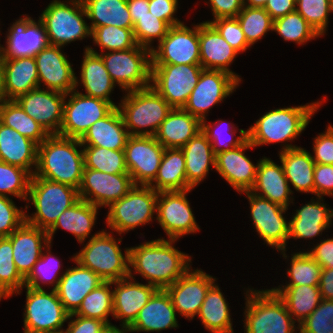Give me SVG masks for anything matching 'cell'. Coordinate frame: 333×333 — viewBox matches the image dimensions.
<instances>
[{"mask_svg":"<svg viewBox=\"0 0 333 333\" xmlns=\"http://www.w3.org/2000/svg\"><path fill=\"white\" fill-rule=\"evenodd\" d=\"M175 239L163 238L129 248V266L157 289H166L190 268V257L174 248Z\"/></svg>","mask_w":333,"mask_h":333,"instance_id":"cell-1","label":"cell"},{"mask_svg":"<svg viewBox=\"0 0 333 333\" xmlns=\"http://www.w3.org/2000/svg\"><path fill=\"white\" fill-rule=\"evenodd\" d=\"M78 138L49 135L38 145L37 167L31 177L45 178L79 189L84 170L83 150Z\"/></svg>","mask_w":333,"mask_h":333,"instance_id":"cell-2","label":"cell"},{"mask_svg":"<svg viewBox=\"0 0 333 333\" xmlns=\"http://www.w3.org/2000/svg\"><path fill=\"white\" fill-rule=\"evenodd\" d=\"M321 104L322 101H317L298 107L270 110L247 130V138L254 147L274 142H290L306 128Z\"/></svg>","mask_w":333,"mask_h":333,"instance_id":"cell-3","label":"cell"},{"mask_svg":"<svg viewBox=\"0 0 333 333\" xmlns=\"http://www.w3.org/2000/svg\"><path fill=\"white\" fill-rule=\"evenodd\" d=\"M126 93L118 109L127 131L130 135L154 136L172 107L152 86ZM148 127L151 130L143 129Z\"/></svg>","mask_w":333,"mask_h":333,"instance_id":"cell-4","label":"cell"},{"mask_svg":"<svg viewBox=\"0 0 333 333\" xmlns=\"http://www.w3.org/2000/svg\"><path fill=\"white\" fill-rule=\"evenodd\" d=\"M78 190L66 184L45 178L31 177L28 198L36 212L25 215V221L37 228L48 231L57 218L79 200Z\"/></svg>","mask_w":333,"mask_h":333,"instance_id":"cell-5","label":"cell"},{"mask_svg":"<svg viewBox=\"0 0 333 333\" xmlns=\"http://www.w3.org/2000/svg\"><path fill=\"white\" fill-rule=\"evenodd\" d=\"M249 295H248V294ZM246 333H295V320L271 289L246 291Z\"/></svg>","mask_w":333,"mask_h":333,"instance_id":"cell-6","label":"cell"},{"mask_svg":"<svg viewBox=\"0 0 333 333\" xmlns=\"http://www.w3.org/2000/svg\"><path fill=\"white\" fill-rule=\"evenodd\" d=\"M114 237L100 231L91 237L74 259L83 267L89 268L104 281H117L129 277V248H125L123 255L121 248Z\"/></svg>","mask_w":333,"mask_h":333,"instance_id":"cell-7","label":"cell"},{"mask_svg":"<svg viewBox=\"0 0 333 333\" xmlns=\"http://www.w3.org/2000/svg\"><path fill=\"white\" fill-rule=\"evenodd\" d=\"M67 3L70 6L53 0L39 17L49 45L64 47L67 43L91 36V28L84 19L87 15L82 1L70 0Z\"/></svg>","mask_w":333,"mask_h":333,"instance_id":"cell-8","label":"cell"},{"mask_svg":"<svg viewBox=\"0 0 333 333\" xmlns=\"http://www.w3.org/2000/svg\"><path fill=\"white\" fill-rule=\"evenodd\" d=\"M114 83L125 91H133L151 84V50L135 45L120 51L99 54Z\"/></svg>","mask_w":333,"mask_h":333,"instance_id":"cell-9","label":"cell"},{"mask_svg":"<svg viewBox=\"0 0 333 333\" xmlns=\"http://www.w3.org/2000/svg\"><path fill=\"white\" fill-rule=\"evenodd\" d=\"M159 192L149 185H134L126 196L109 206L107 226L119 234L152 221Z\"/></svg>","mask_w":333,"mask_h":333,"instance_id":"cell-10","label":"cell"},{"mask_svg":"<svg viewBox=\"0 0 333 333\" xmlns=\"http://www.w3.org/2000/svg\"><path fill=\"white\" fill-rule=\"evenodd\" d=\"M204 69L200 64H152V86L172 108H183Z\"/></svg>","mask_w":333,"mask_h":333,"instance_id":"cell-11","label":"cell"},{"mask_svg":"<svg viewBox=\"0 0 333 333\" xmlns=\"http://www.w3.org/2000/svg\"><path fill=\"white\" fill-rule=\"evenodd\" d=\"M24 312V333H50L63 329L69 313L64 309L55 290L47 293L44 289L26 286Z\"/></svg>","mask_w":333,"mask_h":333,"instance_id":"cell-12","label":"cell"},{"mask_svg":"<svg viewBox=\"0 0 333 333\" xmlns=\"http://www.w3.org/2000/svg\"><path fill=\"white\" fill-rule=\"evenodd\" d=\"M71 94V95H70ZM64 101L63 120L58 135L80 139L96 121L104 118L114 106L103 99L73 90Z\"/></svg>","mask_w":333,"mask_h":333,"instance_id":"cell-13","label":"cell"},{"mask_svg":"<svg viewBox=\"0 0 333 333\" xmlns=\"http://www.w3.org/2000/svg\"><path fill=\"white\" fill-rule=\"evenodd\" d=\"M246 193L251 208V217L256 231L267 245L282 251L286 258V243L289 239V222L283 217L287 208L276 204L267 198L252 193Z\"/></svg>","mask_w":333,"mask_h":333,"instance_id":"cell-14","label":"cell"},{"mask_svg":"<svg viewBox=\"0 0 333 333\" xmlns=\"http://www.w3.org/2000/svg\"><path fill=\"white\" fill-rule=\"evenodd\" d=\"M152 64H200L199 25L171 26L166 36L151 50Z\"/></svg>","mask_w":333,"mask_h":333,"instance_id":"cell-15","label":"cell"},{"mask_svg":"<svg viewBox=\"0 0 333 333\" xmlns=\"http://www.w3.org/2000/svg\"><path fill=\"white\" fill-rule=\"evenodd\" d=\"M238 85L239 81L232 74L204 69L183 109L202 122L209 109L232 94Z\"/></svg>","mask_w":333,"mask_h":333,"instance_id":"cell-16","label":"cell"},{"mask_svg":"<svg viewBox=\"0 0 333 333\" xmlns=\"http://www.w3.org/2000/svg\"><path fill=\"white\" fill-rule=\"evenodd\" d=\"M164 151L154 136L130 135L124 155L134 185H149L155 179Z\"/></svg>","mask_w":333,"mask_h":333,"instance_id":"cell-17","label":"cell"},{"mask_svg":"<svg viewBox=\"0 0 333 333\" xmlns=\"http://www.w3.org/2000/svg\"><path fill=\"white\" fill-rule=\"evenodd\" d=\"M191 190L161 191L158 194L156 219L169 239L177 240L199 230L186 198L187 192Z\"/></svg>","mask_w":333,"mask_h":333,"instance_id":"cell-18","label":"cell"},{"mask_svg":"<svg viewBox=\"0 0 333 333\" xmlns=\"http://www.w3.org/2000/svg\"><path fill=\"white\" fill-rule=\"evenodd\" d=\"M133 186L129 174H108L94 169H84L78 193L80 199L98 208L109 207L126 196Z\"/></svg>","mask_w":333,"mask_h":333,"instance_id":"cell-19","label":"cell"},{"mask_svg":"<svg viewBox=\"0 0 333 333\" xmlns=\"http://www.w3.org/2000/svg\"><path fill=\"white\" fill-rule=\"evenodd\" d=\"M65 93L40 87L19 96L15 101L26 114L49 134H58L63 120Z\"/></svg>","mask_w":333,"mask_h":333,"instance_id":"cell-20","label":"cell"},{"mask_svg":"<svg viewBox=\"0 0 333 333\" xmlns=\"http://www.w3.org/2000/svg\"><path fill=\"white\" fill-rule=\"evenodd\" d=\"M216 278L202 270L189 269L177 281L166 288L176 312L188 319L198 315L205 295Z\"/></svg>","mask_w":333,"mask_h":333,"instance_id":"cell-21","label":"cell"},{"mask_svg":"<svg viewBox=\"0 0 333 333\" xmlns=\"http://www.w3.org/2000/svg\"><path fill=\"white\" fill-rule=\"evenodd\" d=\"M34 57L37 64L39 87H41L42 81L47 86L46 89L65 94L77 88V84H79L77 77L65 54L61 52L60 46L48 44Z\"/></svg>","mask_w":333,"mask_h":333,"instance_id":"cell-22","label":"cell"},{"mask_svg":"<svg viewBox=\"0 0 333 333\" xmlns=\"http://www.w3.org/2000/svg\"><path fill=\"white\" fill-rule=\"evenodd\" d=\"M130 268L129 277L113 281V316L122 320L120 326L129 328L136 320L139 311L148 303L157 288L150 284L134 281ZM131 279V280H130Z\"/></svg>","mask_w":333,"mask_h":333,"instance_id":"cell-23","label":"cell"},{"mask_svg":"<svg viewBox=\"0 0 333 333\" xmlns=\"http://www.w3.org/2000/svg\"><path fill=\"white\" fill-rule=\"evenodd\" d=\"M6 47L1 48V58L34 56L48 45L46 30L40 20L24 16L8 30Z\"/></svg>","mask_w":333,"mask_h":333,"instance_id":"cell-24","label":"cell"},{"mask_svg":"<svg viewBox=\"0 0 333 333\" xmlns=\"http://www.w3.org/2000/svg\"><path fill=\"white\" fill-rule=\"evenodd\" d=\"M254 146L247 139L239 147L216 154L215 169L239 193L254 185L258 163L254 165L244 151Z\"/></svg>","mask_w":333,"mask_h":333,"instance_id":"cell-25","label":"cell"},{"mask_svg":"<svg viewBox=\"0 0 333 333\" xmlns=\"http://www.w3.org/2000/svg\"><path fill=\"white\" fill-rule=\"evenodd\" d=\"M7 238L12 243L14 264L18 272L26 278L40 259L43 248L50 243L48 233L24 221Z\"/></svg>","mask_w":333,"mask_h":333,"instance_id":"cell-26","label":"cell"},{"mask_svg":"<svg viewBox=\"0 0 333 333\" xmlns=\"http://www.w3.org/2000/svg\"><path fill=\"white\" fill-rule=\"evenodd\" d=\"M1 83L5 100H16L19 96L38 88L35 57L1 58Z\"/></svg>","mask_w":333,"mask_h":333,"instance_id":"cell-27","label":"cell"},{"mask_svg":"<svg viewBox=\"0 0 333 333\" xmlns=\"http://www.w3.org/2000/svg\"><path fill=\"white\" fill-rule=\"evenodd\" d=\"M73 260L77 266L66 269L55 289L64 309L69 314L75 313L84 297L104 282L99 275L77 262L74 256Z\"/></svg>","mask_w":333,"mask_h":333,"instance_id":"cell-28","label":"cell"},{"mask_svg":"<svg viewBox=\"0 0 333 333\" xmlns=\"http://www.w3.org/2000/svg\"><path fill=\"white\" fill-rule=\"evenodd\" d=\"M200 65L206 70H221L232 74L239 82V75L229 65L239 54L210 23L199 24Z\"/></svg>","mask_w":333,"mask_h":333,"instance_id":"cell-29","label":"cell"},{"mask_svg":"<svg viewBox=\"0 0 333 333\" xmlns=\"http://www.w3.org/2000/svg\"><path fill=\"white\" fill-rule=\"evenodd\" d=\"M177 323L176 309L170 295L166 289H157L127 330L130 332H160L168 328H177Z\"/></svg>","mask_w":333,"mask_h":333,"instance_id":"cell-30","label":"cell"},{"mask_svg":"<svg viewBox=\"0 0 333 333\" xmlns=\"http://www.w3.org/2000/svg\"><path fill=\"white\" fill-rule=\"evenodd\" d=\"M130 137L118 107L99 119L79 139L82 146H99L111 150H124Z\"/></svg>","mask_w":333,"mask_h":333,"instance_id":"cell-31","label":"cell"},{"mask_svg":"<svg viewBox=\"0 0 333 333\" xmlns=\"http://www.w3.org/2000/svg\"><path fill=\"white\" fill-rule=\"evenodd\" d=\"M250 191L282 207H289V196L292 193L289 182L282 164L279 166L271 159L264 157L258 161L255 182Z\"/></svg>","mask_w":333,"mask_h":333,"instance_id":"cell-32","label":"cell"},{"mask_svg":"<svg viewBox=\"0 0 333 333\" xmlns=\"http://www.w3.org/2000/svg\"><path fill=\"white\" fill-rule=\"evenodd\" d=\"M202 130V122L183 108H172L154 138L164 148H182Z\"/></svg>","mask_w":333,"mask_h":333,"instance_id":"cell-33","label":"cell"},{"mask_svg":"<svg viewBox=\"0 0 333 333\" xmlns=\"http://www.w3.org/2000/svg\"><path fill=\"white\" fill-rule=\"evenodd\" d=\"M37 155L36 142L0 122V161L24 168L34 175ZM33 165L34 171L31 169Z\"/></svg>","mask_w":333,"mask_h":333,"instance_id":"cell-34","label":"cell"},{"mask_svg":"<svg viewBox=\"0 0 333 333\" xmlns=\"http://www.w3.org/2000/svg\"><path fill=\"white\" fill-rule=\"evenodd\" d=\"M280 161L285 177L295 190L314 194L315 161L304 148L286 144L280 150Z\"/></svg>","mask_w":333,"mask_h":333,"instance_id":"cell-35","label":"cell"},{"mask_svg":"<svg viewBox=\"0 0 333 333\" xmlns=\"http://www.w3.org/2000/svg\"><path fill=\"white\" fill-rule=\"evenodd\" d=\"M317 199L296 210L289 221V239H312L332 225L333 209H327L326 204L321 203L323 197Z\"/></svg>","mask_w":333,"mask_h":333,"instance_id":"cell-36","label":"cell"},{"mask_svg":"<svg viewBox=\"0 0 333 333\" xmlns=\"http://www.w3.org/2000/svg\"><path fill=\"white\" fill-rule=\"evenodd\" d=\"M185 157L187 189H194L209 173V166L215 168L212 145L206 134L201 130L182 148Z\"/></svg>","mask_w":333,"mask_h":333,"instance_id":"cell-37","label":"cell"},{"mask_svg":"<svg viewBox=\"0 0 333 333\" xmlns=\"http://www.w3.org/2000/svg\"><path fill=\"white\" fill-rule=\"evenodd\" d=\"M80 73L81 83L86 90L85 95L103 99L114 107H118L109 97L116 85L106 70L99 53L89 46L85 48Z\"/></svg>","mask_w":333,"mask_h":333,"instance_id":"cell-38","label":"cell"},{"mask_svg":"<svg viewBox=\"0 0 333 333\" xmlns=\"http://www.w3.org/2000/svg\"><path fill=\"white\" fill-rule=\"evenodd\" d=\"M97 209H99L97 206L79 199L74 205L62 212L54 225L47 231L50 243L56 230L62 228L72 233L82 244L95 225Z\"/></svg>","mask_w":333,"mask_h":333,"instance_id":"cell-39","label":"cell"},{"mask_svg":"<svg viewBox=\"0 0 333 333\" xmlns=\"http://www.w3.org/2000/svg\"><path fill=\"white\" fill-rule=\"evenodd\" d=\"M88 19L92 21L90 28L99 26H116L133 30V22L127 0H81Z\"/></svg>","mask_w":333,"mask_h":333,"instance_id":"cell-40","label":"cell"},{"mask_svg":"<svg viewBox=\"0 0 333 333\" xmlns=\"http://www.w3.org/2000/svg\"><path fill=\"white\" fill-rule=\"evenodd\" d=\"M149 186L157 192L187 190L185 157L181 148H165L157 175Z\"/></svg>","mask_w":333,"mask_h":333,"instance_id":"cell-41","label":"cell"},{"mask_svg":"<svg viewBox=\"0 0 333 333\" xmlns=\"http://www.w3.org/2000/svg\"><path fill=\"white\" fill-rule=\"evenodd\" d=\"M285 303L291 317L298 326L319 306L322 301L319 286H278L271 289Z\"/></svg>","mask_w":333,"mask_h":333,"instance_id":"cell-42","label":"cell"},{"mask_svg":"<svg viewBox=\"0 0 333 333\" xmlns=\"http://www.w3.org/2000/svg\"><path fill=\"white\" fill-rule=\"evenodd\" d=\"M198 316L211 333H234L228 303L215 283L207 291Z\"/></svg>","mask_w":333,"mask_h":333,"instance_id":"cell-43","label":"cell"},{"mask_svg":"<svg viewBox=\"0 0 333 333\" xmlns=\"http://www.w3.org/2000/svg\"><path fill=\"white\" fill-rule=\"evenodd\" d=\"M0 122L30 138L38 145L49 136L44 128L26 114L15 100H4L0 104Z\"/></svg>","mask_w":333,"mask_h":333,"instance_id":"cell-44","label":"cell"},{"mask_svg":"<svg viewBox=\"0 0 333 333\" xmlns=\"http://www.w3.org/2000/svg\"><path fill=\"white\" fill-rule=\"evenodd\" d=\"M84 169L108 174H129L124 150H111L99 146H83Z\"/></svg>","mask_w":333,"mask_h":333,"instance_id":"cell-45","label":"cell"},{"mask_svg":"<svg viewBox=\"0 0 333 333\" xmlns=\"http://www.w3.org/2000/svg\"><path fill=\"white\" fill-rule=\"evenodd\" d=\"M112 284L114 285L113 281H104L87 294L75 314L111 324L108 316H113V290L110 289Z\"/></svg>","mask_w":333,"mask_h":333,"instance_id":"cell-46","label":"cell"},{"mask_svg":"<svg viewBox=\"0 0 333 333\" xmlns=\"http://www.w3.org/2000/svg\"><path fill=\"white\" fill-rule=\"evenodd\" d=\"M272 31L281 35L285 41L299 45L320 36L297 11L273 20Z\"/></svg>","mask_w":333,"mask_h":333,"instance_id":"cell-47","label":"cell"},{"mask_svg":"<svg viewBox=\"0 0 333 333\" xmlns=\"http://www.w3.org/2000/svg\"><path fill=\"white\" fill-rule=\"evenodd\" d=\"M236 18L250 46L273 28V19L264 8L243 6Z\"/></svg>","mask_w":333,"mask_h":333,"instance_id":"cell-48","label":"cell"},{"mask_svg":"<svg viewBox=\"0 0 333 333\" xmlns=\"http://www.w3.org/2000/svg\"><path fill=\"white\" fill-rule=\"evenodd\" d=\"M0 287L9 296L20 294L25 287V278L14 264L12 243L7 237L0 238Z\"/></svg>","mask_w":333,"mask_h":333,"instance_id":"cell-49","label":"cell"},{"mask_svg":"<svg viewBox=\"0 0 333 333\" xmlns=\"http://www.w3.org/2000/svg\"><path fill=\"white\" fill-rule=\"evenodd\" d=\"M287 270V274L291 280L285 286L319 285L322 267L307 251L293 254L290 269Z\"/></svg>","mask_w":333,"mask_h":333,"instance_id":"cell-50","label":"cell"},{"mask_svg":"<svg viewBox=\"0 0 333 333\" xmlns=\"http://www.w3.org/2000/svg\"><path fill=\"white\" fill-rule=\"evenodd\" d=\"M91 37L95 44L100 46L102 52L120 51L133 48L137 43L134 39L133 30L116 26H99L91 29Z\"/></svg>","mask_w":333,"mask_h":333,"instance_id":"cell-51","label":"cell"},{"mask_svg":"<svg viewBox=\"0 0 333 333\" xmlns=\"http://www.w3.org/2000/svg\"><path fill=\"white\" fill-rule=\"evenodd\" d=\"M31 176L24 168L0 161V196L27 200Z\"/></svg>","mask_w":333,"mask_h":333,"instance_id":"cell-52","label":"cell"},{"mask_svg":"<svg viewBox=\"0 0 333 333\" xmlns=\"http://www.w3.org/2000/svg\"><path fill=\"white\" fill-rule=\"evenodd\" d=\"M50 245L51 243L44 248L47 249L46 253H48H42L40 259L34 264L32 271L25 278V286H29L34 289H43L40 285V281H43L42 283L44 284H48L47 282H49V284H53V290L57 288L61 277L57 278L56 276L59 272L58 270L60 269L61 264L58 258L50 255Z\"/></svg>","mask_w":333,"mask_h":333,"instance_id":"cell-53","label":"cell"},{"mask_svg":"<svg viewBox=\"0 0 333 333\" xmlns=\"http://www.w3.org/2000/svg\"><path fill=\"white\" fill-rule=\"evenodd\" d=\"M170 26L154 14L148 12L141 17L133 26V35L137 45L149 50L153 49L154 39L160 42L168 33Z\"/></svg>","mask_w":333,"mask_h":333,"instance_id":"cell-54","label":"cell"},{"mask_svg":"<svg viewBox=\"0 0 333 333\" xmlns=\"http://www.w3.org/2000/svg\"><path fill=\"white\" fill-rule=\"evenodd\" d=\"M296 11L322 36L328 27L329 13L333 12V0H298Z\"/></svg>","mask_w":333,"mask_h":333,"instance_id":"cell-55","label":"cell"},{"mask_svg":"<svg viewBox=\"0 0 333 333\" xmlns=\"http://www.w3.org/2000/svg\"><path fill=\"white\" fill-rule=\"evenodd\" d=\"M299 333H333V300L322 299L319 306L299 325Z\"/></svg>","mask_w":333,"mask_h":333,"instance_id":"cell-56","label":"cell"},{"mask_svg":"<svg viewBox=\"0 0 333 333\" xmlns=\"http://www.w3.org/2000/svg\"><path fill=\"white\" fill-rule=\"evenodd\" d=\"M218 121L219 122L221 121V122L219 123ZM218 121L215 122V123H218V124H215L217 128L213 124H211V125L206 124V120L202 121V131L206 134L207 138L210 140L215 155L220 152L232 150L233 148L239 147L248 139L247 131L243 130V129L239 130L240 136L238 138L236 137V139L235 138L233 139L232 136L236 132V130H233V128L235 129V127H233V125L229 126V124L226 125L228 128H226V127H224V128H226L225 132H226V130L227 131L230 130L231 133L230 132H227V133L232 134V136H231V138L229 137V139H226L227 137L224 138L222 135V133L224 131V128L222 129L223 120H218ZM220 127H221V129H220ZM221 137H223L224 139ZM217 145H219V146H217ZM220 146H221V148H219ZM223 146H224V148H223Z\"/></svg>","mask_w":333,"mask_h":333,"instance_id":"cell-57","label":"cell"},{"mask_svg":"<svg viewBox=\"0 0 333 333\" xmlns=\"http://www.w3.org/2000/svg\"><path fill=\"white\" fill-rule=\"evenodd\" d=\"M206 23H210L238 53L250 47L236 17L218 18Z\"/></svg>","mask_w":333,"mask_h":333,"instance_id":"cell-58","label":"cell"},{"mask_svg":"<svg viewBox=\"0 0 333 333\" xmlns=\"http://www.w3.org/2000/svg\"><path fill=\"white\" fill-rule=\"evenodd\" d=\"M25 215L12 199L0 196V238L10 236L25 221Z\"/></svg>","mask_w":333,"mask_h":333,"instance_id":"cell-59","label":"cell"},{"mask_svg":"<svg viewBox=\"0 0 333 333\" xmlns=\"http://www.w3.org/2000/svg\"><path fill=\"white\" fill-rule=\"evenodd\" d=\"M313 144L315 163L333 165V126L329 125L325 133L315 137Z\"/></svg>","mask_w":333,"mask_h":333,"instance_id":"cell-60","label":"cell"},{"mask_svg":"<svg viewBox=\"0 0 333 333\" xmlns=\"http://www.w3.org/2000/svg\"><path fill=\"white\" fill-rule=\"evenodd\" d=\"M314 194L317 197L333 196V165L315 163Z\"/></svg>","mask_w":333,"mask_h":333,"instance_id":"cell-61","label":"cell"},{"mask_svg":"<svg viewBox=\"0 0 333 333\" xmlns=\"http://www.w3.org/2000/svg\"><path fill=\"white\" fill-rule=\"evenodd\" d=\"M178 0H149V12L165 21L170 27L182 24L173 17L177 11Z\"/></svg>","mask_w":333,"mask_h":333,"instance_id":"cell-62","label":"cell"},{"mask_svg":"<svg viewBox=\"0 0 333 333\" xmlns=\"http://www.w3.org/2000/svg\"><path fill=\"white\" fill-rule=\"evenodd\" d=\"M73 316L77 318L69 322L66 333H99L107 325L101 320L79 316L75 313L69 314L68 320Z\"/></svg>","mask_w":333,"mask_h":333,"instance_id":"cell-63","label":"cell"},{"mask_svg":"<svg viewBox=\"0 0 333 333\" xmlns=\"http://www.w3.org/2000/svg\"><path fill=\"white\" fill-rule=\"evenodd\" d=\"M213 11V20L218 18L237 17L243 9V0H209Z\"/></svg>","mask_w":333,"mask_h":333,"instance_id":"cell-64","label":"cell"},{"mask_svg":"<svg viewBox=\"0 0 333 333\" xmlns=\"http://www.w3.org/2000/svg\"><path fill=\"white\" fill-rule=\"evenodd\" d=\"M307 253L320 264L322 269L333 268V238L322 240Z\"/></svg>","mask_w":333,"mask_h":333,"instance_id":"cell-65","label":"cell"},{"mask_svg":"<svg viewBox=\"0 0 333 333\" xmlns=\"http://www.w3.org/2000/svg\"><path fill=\"white\" fill-rule=\"evenodd\" d=\"M265 11L271 16L273 20L285 16L288 13L296 11L295 0H267Z\"/></svg>","mask_w":333,"mask_h":333,"instance_id":"cell-66","label":"cell"},{"mask_svg":"<svg viewBox=\"0 0 333 333\" xmlns=\"http://www.w3.org/2000/svg\"><path fill=\"white\" fill-rule=\"evenodd\" d=\"M318 286L322 299L333 300V268L322 269Z\"/></svg>","mask_w":333,"mask_h":333,"instance_id":"cell-67","label":"cell"},{"mask_svg":"<svg viewBox=\"0 0 333 333\" xmlns=\"http://www.w3.org/2000/svg\"><path fill=\"white\" fill-rule=\"evenodd\" d=\"M133 25L149 12V0H127Z\"/></svg>","mask_w":333,"mask_h":333,"instance_id":"cell-68","label":"cell"},{"mask_svg":"<svg viewBox=\"0 0 333 333\" xmlns=\"http://www.w3.org/2000/svg\"><path fill=\"white\" fill-rule=\"evenodd\" d=\"M126 332H128L127 328L121 327V329H119L112 324H108L99 333H126Z\"/></svg>","mask_w":333,"mask_h":333,"instance_id":"cell-69","label":"cell"},{"mask_svg":"<svg viewBox=\"0 0 333 333\" xmlns=\"http://www.w3.org/2000/svg\"><path fill=\"white\" fill-rule=\"evenodd\" d=\"M267 0H243V5L246 7L264 8Z\"/></svg>","mask_w":333,"mask_h":333,"instance_id":"cell-70","label":"cell"},{"mask_svg":"<svg viewBox=\"0 0 333 333\" xmlns=\"http://www.w3.org/2000/svg\"><path fill=\"white\" fill-rule=\"evenodd\" d=\"M3 93H2V83H1V53H0V104L4 101Z\"/></svg>","mask_w":333,"mask_h":333,"instance_id":"cell-71","label":"cell"},{"mask_svg":"<svg viewBox=\"0 0 333 333\" xmlns=\"http://www.w3.org/2000/svg\"><path fill=\"white\" fill-rule=\"evenodd\" d=\"M10 297L1 287H0V299Z\"/></svg>","mask_w":333,"mask_h":333,"instance_id":"cell-72","label":"cell"},{"mask_svg":"<svg viewBox=\"0 0 333 333\" xmlns=\"http://www.w3.org/2000/svg\"><path fill=\"white\" fill-rule=\"evenodd\" d=\"M50 333H66L64 330L57 331V332H50Z\"/></svg>","mask_w":333,"mask_h":333,"instance_id":"cell-73","label":"cell"}]
</instances>
